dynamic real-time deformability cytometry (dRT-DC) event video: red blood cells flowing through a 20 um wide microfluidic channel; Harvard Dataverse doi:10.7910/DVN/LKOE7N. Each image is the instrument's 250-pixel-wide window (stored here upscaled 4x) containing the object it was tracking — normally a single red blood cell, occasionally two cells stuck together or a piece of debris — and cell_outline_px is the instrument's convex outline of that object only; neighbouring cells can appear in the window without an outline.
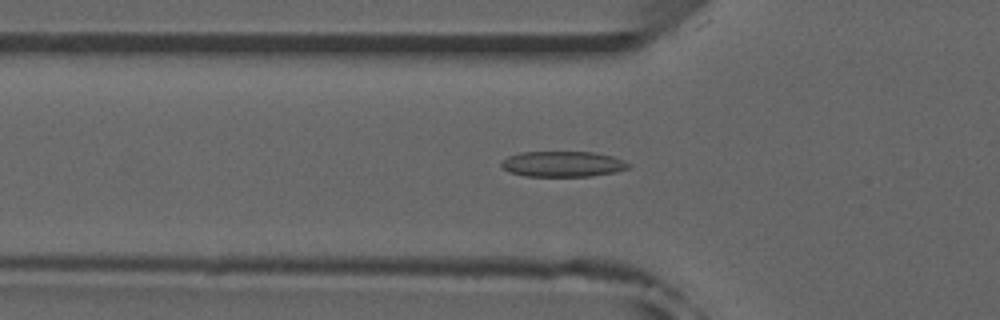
{"species": "common noctule bat (a hibernating species)", "species_latin": "Nyctalus noctula", "temperature_condition": "room temperature", "stored_images_in_passage": 51, "camera_frame_rate_fps": 3000, "um_per_image_px": 0.085, "animal": {"sex": "male", "forearm_length_mm": 52.5}, "frame": {"image": 1, "passage_image": 17, "time_ms": 5.333, "image_size_px": [1000, 320], "cell_outline_px": [[632, 164], [628, 168], [616, 172], [592, 176], [524, 176], [508, 172], [500, 164], [508, 156], [520, 152], [592, 152], [612, 156], [624, 160]], "centroid_in_image_um": [47.85, 13.94], "position_along_channel_um": 77.9, "area_um2": 19.02}}
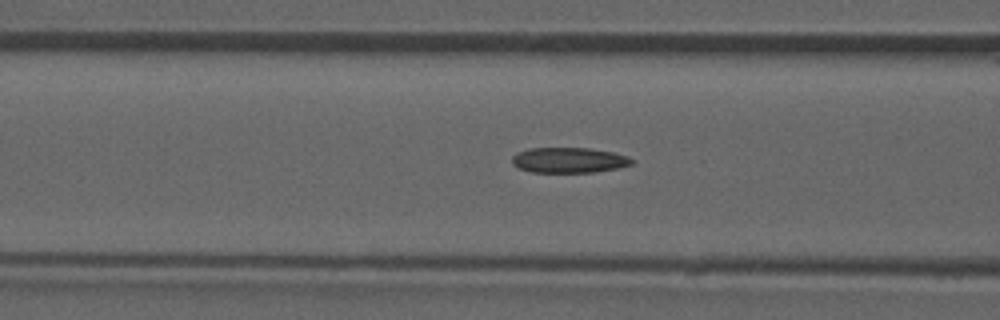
{"frame": {"image": 2, "passage_image": 20, "time_ms": 6.333, "image_size_px": [1000, 320], "cell_outline_px": [[636, 160], [632, 164], [616, 168], [592, 172], [532, 172], [520, 168], [512, 164], [512, 156], [516, 152], [528, 148], [592, 148], [612, 152], [628, 156]], "centroid_in_image_um": [48.35, 13.6], "position_along_channel_um": 118.2, "area_um2": 17.74}}
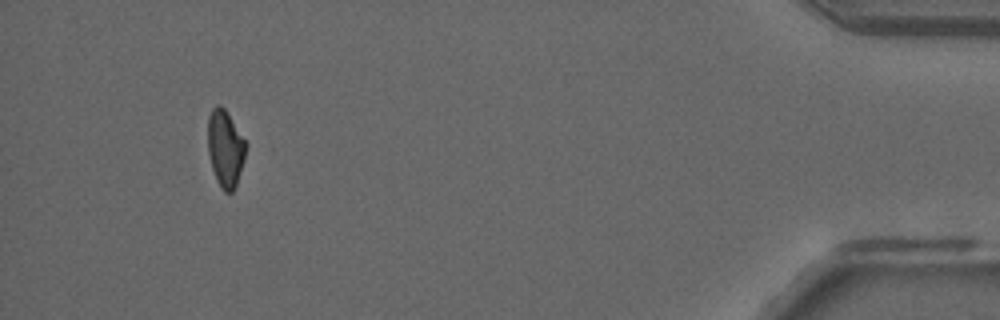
{"frame": {"image": 3, "passage_image": 48, "time_ms": 15.667, "image_size_px": [1000, 320], "cell_outline_px": [[248, 144], [236, 184], [232, 192], [224, 192], [220, 188], [216, 180], [212, 168], [208, 152], [208, 116], [212, 108], [216, 104], [220, 104], [224, 108]], "centroid_in_image_um": [19.14, 12.6], "position_along_channel_um": 416.1, "area_um2": 16.99}, "authors_computed_cell_mechanics": {"area_um2": 18.207, "velocity_mm_per_s": 3.9574, "shape_relaxation_time_tau1_ms": null, "shape_relaxation_time_tau2_ms": 4.6344, "deformation_change_tau1": null, "deformation_change_tau2": 0.1313}}